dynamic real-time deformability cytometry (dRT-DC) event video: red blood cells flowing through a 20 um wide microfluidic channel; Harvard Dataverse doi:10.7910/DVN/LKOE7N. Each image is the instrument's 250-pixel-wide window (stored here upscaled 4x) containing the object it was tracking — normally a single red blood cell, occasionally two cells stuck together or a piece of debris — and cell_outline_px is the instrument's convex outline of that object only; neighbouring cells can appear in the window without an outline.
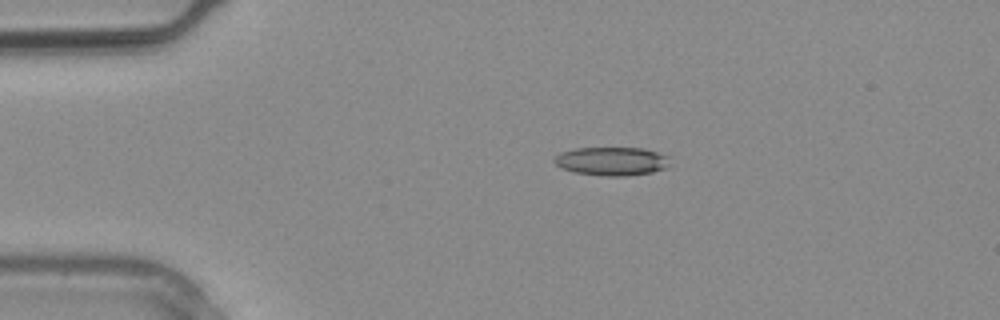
{"species": "common noctule bat (a hibernating species)", "species_latin": "Nyctalus noctula", "temperature_condition": "warm", "stored_images_in_passage": 2, "camera_frame_rate_fps": 3000, "um_per_image_px": 0.085, "animal": {"sex": "male", "body_mass_g": 20.4}, "frame": {"image": 1, "passage_image": 1, "time_ms": 0.0, "image_size_px": [1000, 320], "cell_outline_px": [[668, 156], [664, 168], [652, 172], [624, 176], [608, 176], [572, 172], [560, 168], [552, 160], [560, 152], [576, 148], [644, 148]], "centroid_in_image_um": [51.91, 13.7], "position_along_channel_um": 33.1, "area_um2": 19.02}}